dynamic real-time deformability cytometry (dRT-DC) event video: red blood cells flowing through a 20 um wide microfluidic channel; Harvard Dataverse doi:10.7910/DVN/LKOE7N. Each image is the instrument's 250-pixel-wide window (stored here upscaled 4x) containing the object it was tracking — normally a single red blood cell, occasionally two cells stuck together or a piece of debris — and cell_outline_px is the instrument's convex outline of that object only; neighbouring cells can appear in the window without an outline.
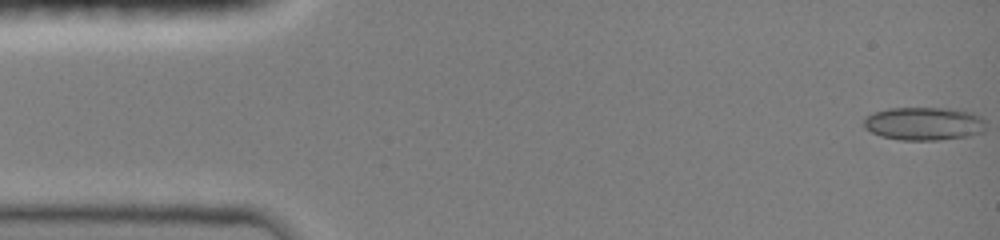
{"species": "common noctule bat (a hibernating species)", "species_latin": "Nyctalus noctula", "temperature_condition": "room temperature", "stored_images_in_passage": 66, "camera_frame_rate_fps": 3000, "um_per_image_px": 0.085, "animal": {"sex": "female", "body_mass_g": 19.0, "forearm_length_mm": 51.5}, "frame": {"image": 1, "passage_image": 1, "time_ms": 0.0, "image_size_px": [1000, 240], "cell_outline_px": [[984, 132], [968, 136], [940, 140], [900, 140], [880, 136], [864, 128], [864, 116], [872, 112], [888, 108], [956, 108], [972, 112], [980, 116], [984, 120]], "centroid_in_image_um": [78.52, 10.5], "position_along_channel_um": 6.5, "area_um2": 23.99}}
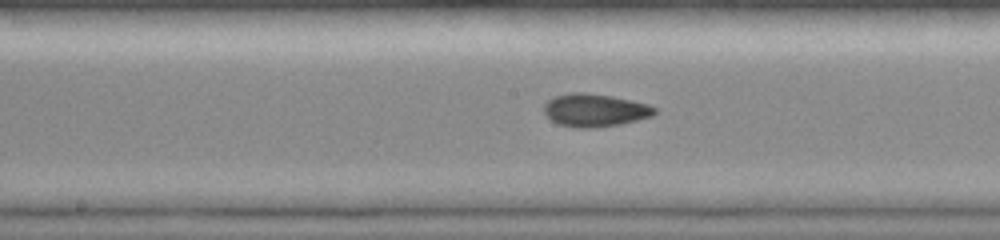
{"frame": {"image": 2, "passage_image": 24, "time_ms": 7.667, "image_size_px": [1000, 240], "cell_outline_px": [[656, 112], [652, 116], [620, 124], [592, 128], [576, 128], [556, 124], [544, 112], [544, 104], [548, 100], [556, 96], [572, 92], [584, 92], [612, 96], [632, 100], [648, 104], [656, 108]], "centroid_in_image_um": [50.55, 9.37], "position_along_channel_um": 197.6, "area_um2": 21.21}}
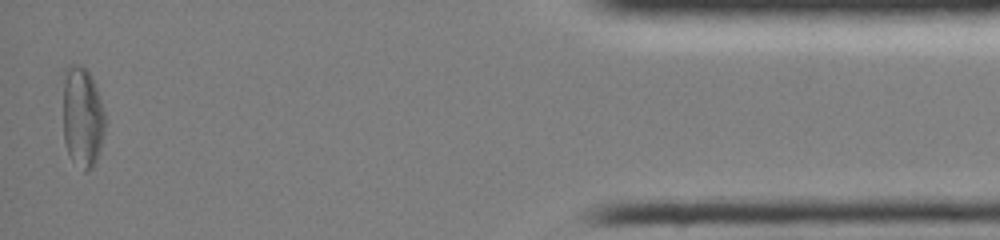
{"frame": {"image": 3, "passage_image": 64, "time_ms": 15.0, "image_size_px": [1000, 240], "cell_outline_px": [[104, 132], [100, 148], [96, 160], [92, 168], [84, 172], [72, 160], [68, 152], [64, 140], [64, 68], [68, 64], [80, 64], [88, 72], [96, 88], [104, 112]], "centroid_in_image_um": [6.99, 9.95], "position_along_channel_um": 428.2, "area_um2": 24.39}, "authors_computed_cell_mechanics": {"area_um2": 20.7502, "velocity_mm_per_s": 4.0839, "shape_relaxation_time_tau1_ms": 7.9978, "shape_relaxation_time_tau2_ms": 3.4409, "deformation_change_tau1": 0.183, "deformation_change_tau2": 0.0529}}